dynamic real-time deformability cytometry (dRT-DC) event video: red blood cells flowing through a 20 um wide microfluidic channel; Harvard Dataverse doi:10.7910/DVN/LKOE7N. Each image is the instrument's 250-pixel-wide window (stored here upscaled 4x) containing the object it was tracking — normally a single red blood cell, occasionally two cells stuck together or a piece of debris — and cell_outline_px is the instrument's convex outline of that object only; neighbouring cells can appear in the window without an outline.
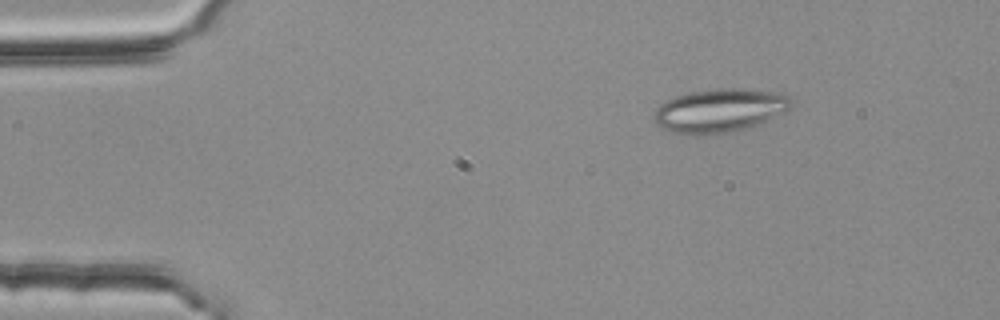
{"species": "common noctule bat (a hibernating species)", "species_latin": "Nyctalus noctula", "temperature_condition": "room temperature", "stored_images_in_passage": 4, "camera_frame_rate_fps": 3000, "um_per_image_px": 0.085, "animal": {"sex": "female", "body_mass_g": 25.1}, "frame": {"image": 1, "passage_image": 2, "time_ms": 0.333, "image_size_px": [1000, 320], "cell_outline_px": [[792, 104], [784, 112], [756, 124], [744, 128], [724, 132], [692, 136], [688, 136], [664, 128], [656, 124], [652, 116], [656, 108], [660, 104], [676, 96], [688, 92], [720, 88], [744, 88], [776, 92], [792, 96]], "centroid_in_image_um": [61.14, 9.37], "position_along_channel_um": 23.9, "area_um2": 34.62}}